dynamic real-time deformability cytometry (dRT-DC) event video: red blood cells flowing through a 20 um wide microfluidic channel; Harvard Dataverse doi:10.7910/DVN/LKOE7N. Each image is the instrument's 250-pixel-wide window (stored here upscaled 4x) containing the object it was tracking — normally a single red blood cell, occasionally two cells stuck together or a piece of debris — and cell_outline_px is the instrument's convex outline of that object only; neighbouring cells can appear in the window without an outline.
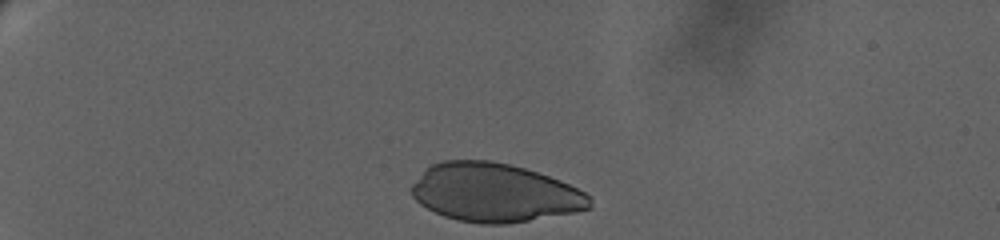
{"species": "human", "species_latin": "Homo sapiens", "temperature_condition": "warm", "stored_images_in_passage": 34, "camera_frame_rate_fps": 3000, "um_per_image_px": 0.085, "donor": {"sex": "female"}, "frame": {"image": 1, "passage_image": 1, "time_ms": 0.0, "image_size_px": [1000, 240], "cell_outline_px": [[592, 208], [576, 212], [508, 224], [480, 224], [456, 220], [444, 216], [420, 204], [412, 196], [412, 184], [432, 164], [444, 160], [488, 160], [512, 164], [560, 180], [592, 196]], "centroid_in_image_um": [42.08, 16.39], "position_along_channel_um": 42.9, "area_um2": 60.81}}